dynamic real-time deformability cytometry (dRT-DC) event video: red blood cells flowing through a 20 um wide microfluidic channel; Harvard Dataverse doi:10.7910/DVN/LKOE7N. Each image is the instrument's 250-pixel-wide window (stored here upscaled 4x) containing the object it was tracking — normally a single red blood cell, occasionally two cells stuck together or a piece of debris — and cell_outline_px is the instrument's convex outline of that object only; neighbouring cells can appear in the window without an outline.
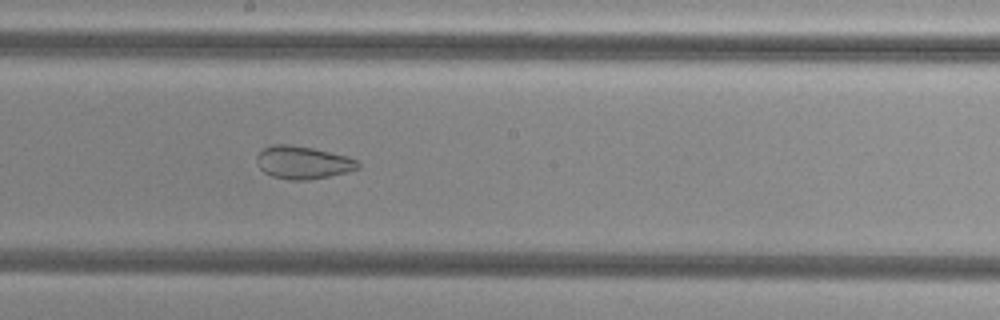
{"species": "common noctule bat (a hibernating species)", "species_latin": "Nyctalus noctula", "temperature_condition": "cold", "stored_images_in_passage": 46, "camera_frame_rate_fps": 3000, "um_per_image_px": 0.085, "animal": {"sex": "female", "body_mass_g": 29.2, "forearm_length_mm": 56.3}, "frame": {"image": 1, "passage_image": 26, "time_ms": 8.333, "image_size_px": [1000, 320], "cell_outline_px": [[360, 168], [328, 176], [308, 180], [288, 180], [272, 176], [264, 172], [256, 164], [256, 156], [264, 148], [272, 144], [288, 144], [312, 148], [348, 156], [356, 160], [360, 164]], "centroid_in_image_um": [25.71, 13.81], "position_along_channel_um": 222.5, "area_um2": 19.31}}
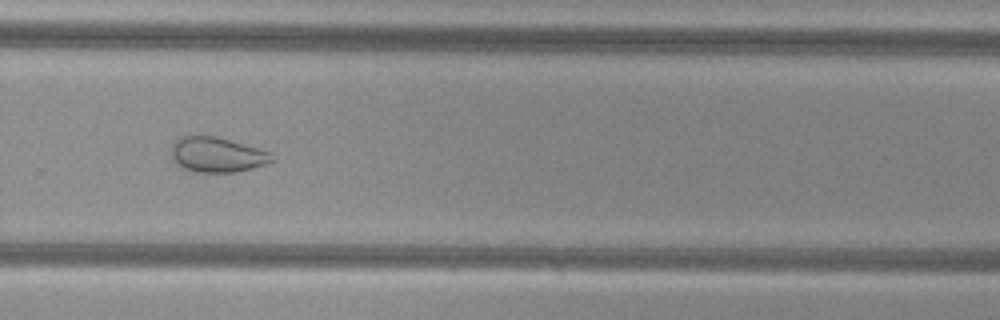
{"frame": {"image": 2, "passage_image": 33, "time_ms": 10.667, "image_size_px": [1000, 320], "cell_outline_px": [[276, 160], [252, 168], [236, 172], [192, 172], [176, 164], [172, 156], [172, 144], [180, 136], [216, 136], [256, 148], [268, 152]], "centroid_in_image_um": [18.41, 13.16], "position_along_channel_um": 311.4, "area_um2": 20.29}}
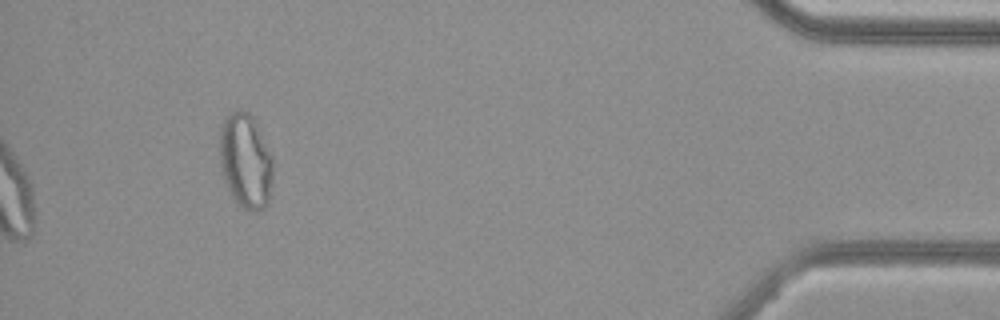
{"frame": {"image": 3, "passage_image": 46, "time_ms": 15.0, "image_size_px": [1000, 320], "cell_outline_px": [[272, 180], [268, 204], [264, 208], [256, 212], [252, 212], [244, 208], [232, 196], [224, 180], [220, 164], [220, 128], [224, 120], [232, 112], [248, 112], [252, 116], [272, 156]], "centroid_in_image_um": [20.88, 13.72], "position_along_channel_um": 414.3, "area_um2": 29.07}}